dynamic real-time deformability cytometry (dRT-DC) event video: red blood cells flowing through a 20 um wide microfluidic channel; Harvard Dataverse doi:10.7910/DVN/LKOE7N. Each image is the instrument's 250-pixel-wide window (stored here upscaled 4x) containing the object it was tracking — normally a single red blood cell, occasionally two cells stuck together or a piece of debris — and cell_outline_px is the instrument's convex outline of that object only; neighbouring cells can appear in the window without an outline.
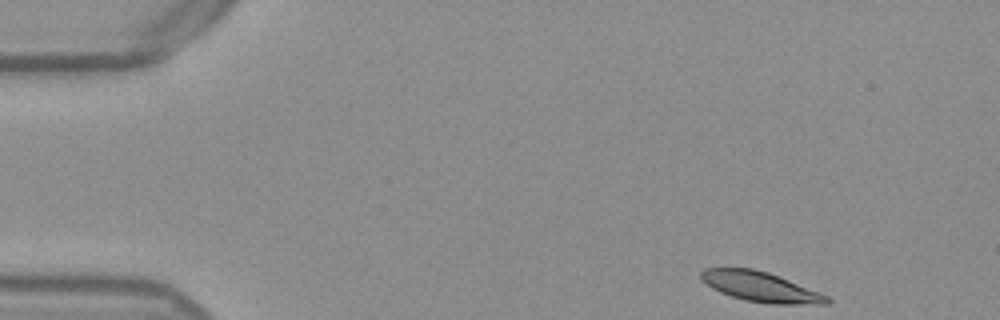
{"species": "Egyptian fruit bat (a non-hibernating species)", "species_latin": "Rousettus aegyptiacus", "temperature_condition": "warm", "stored_images_in_passage": 48, "camera_frame_rate_fps": 3000, "um_per_image_px": 0.085, "frame": {"image": 1, "passage_image": 1, "time_ms": 0.0, "image_size_px": [1000, 320], "cell_outline_px": [[832, 300], [828, 304], [772, 304], [744, 300], [720, 292], [712, 288], [700, 280], [700, 272], [704, 268], [752, 268], [768, 272], [820, 292], [828, 296]], "centroid_in_image_um": [64.64, 24.38], "position_along_channel_um": 20.4, "area_um2": 22.02}}
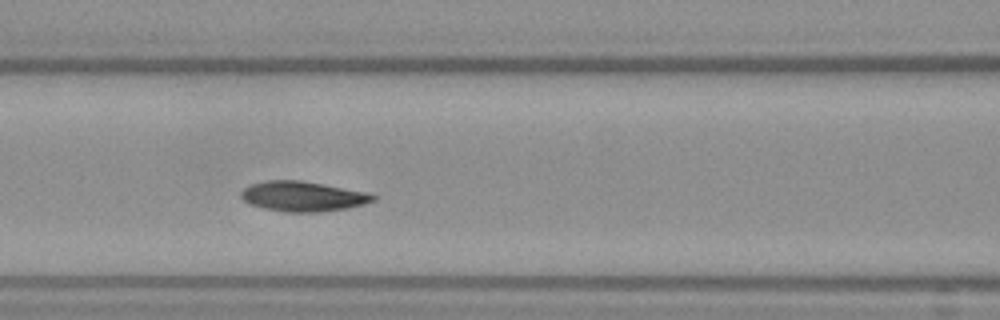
{"frame": {"image": 2, "passage_image": 18, "time_ms": 5.667, "image_size_px": [1000, 320], "cell_outline_px": [[376, 200], [364, 204], [348, 208], [316, 212], [284, 212], [264, 208], [252, 204], [244, 200], [240, 196], [240, 192], [248, 184], [268, 180], [300, 180], [368, 192], [376, 196]], "centroid_in_image_um": [25.74, 16.68], "position_along_channel_um": 140.9, "area_um2": 23.12}}
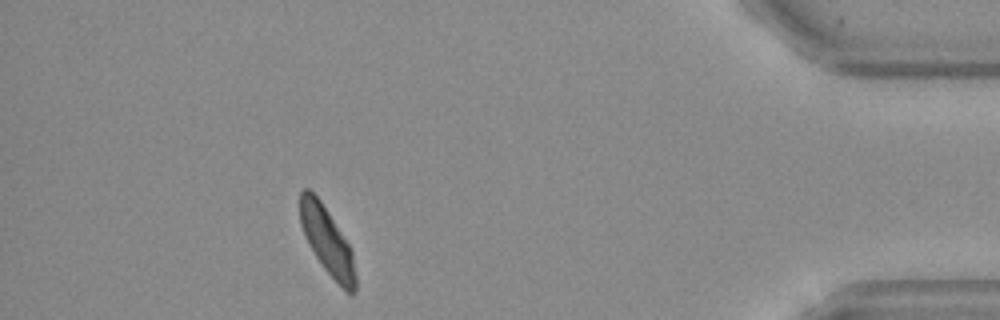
{"frame": {"image": 3, "passage_image": 43, "time_ms": 14.0, "image_size_px": [1000, 320], "cell_outline_px": [[356, 292], [348, 292], [324, 268], [316, 256], [304, 236], [300, 224], [300, 192], [304, 188], [308, 188], [320, 200], [352, 248], [356, 276]], "centroid_in_image_um": [27.81, 20.45], "position_along_channel_um": 407.4, "area_um2": 21.44}, "authors_computed_cell_mechanics": {"area_um2": 22.8599, "velocity_mm_per_s": 3.8187, "shape_relaxation_time_tau1_ms": 2.9501, "shape_relaxation_time_tau2_ms": 1.9246, "deformation_change_tau1": 0.1239, "deformation_change_tau2": 0.0646}}